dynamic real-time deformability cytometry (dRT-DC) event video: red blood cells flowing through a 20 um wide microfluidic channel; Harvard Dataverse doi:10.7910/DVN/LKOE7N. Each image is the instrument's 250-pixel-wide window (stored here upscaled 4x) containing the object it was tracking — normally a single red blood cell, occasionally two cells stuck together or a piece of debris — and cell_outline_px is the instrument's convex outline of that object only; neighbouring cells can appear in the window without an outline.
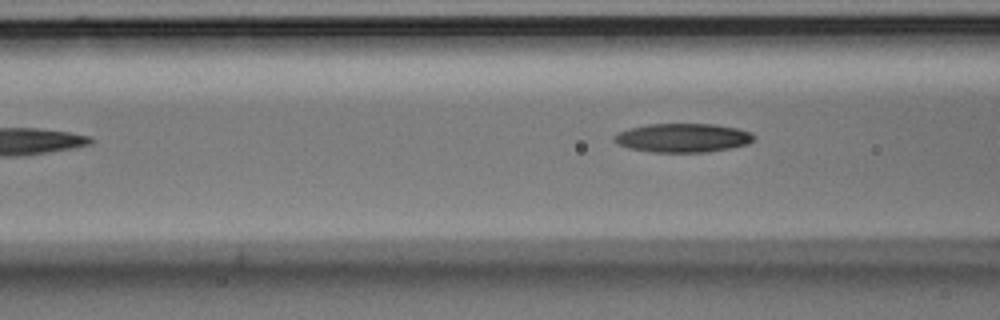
{"species": "Egyptian fruit bat (a non-hibernating species)", "species_latin": "Rousettus aegyptiacus", "temperature_condition": "room temperature", "stored_images_in_passage": 7, "segment_of_instrument_passage": [2, 2], "camera_frame_rate_fps": 3000, "um_per_image_px": 0.085, "animal": {"sex": "male"}, "frame": {"image": 1, "passage_image": 7, "time_ms": 2.0, "image_size_px": [1000, 320], "cell_outline_px": [[756, 140], [748, 144], [708, 152], [652, 152], [628, 148], [616, 144], [612, 140], [620, 132], [632, 128], [648, 124], [716, 124], [736, 128], [752, 132], [756, 136]], "centroid_in_image_um": [58.08, 11.72], "position_along_channel_um": 108.5, "area_um2": 23.52}}